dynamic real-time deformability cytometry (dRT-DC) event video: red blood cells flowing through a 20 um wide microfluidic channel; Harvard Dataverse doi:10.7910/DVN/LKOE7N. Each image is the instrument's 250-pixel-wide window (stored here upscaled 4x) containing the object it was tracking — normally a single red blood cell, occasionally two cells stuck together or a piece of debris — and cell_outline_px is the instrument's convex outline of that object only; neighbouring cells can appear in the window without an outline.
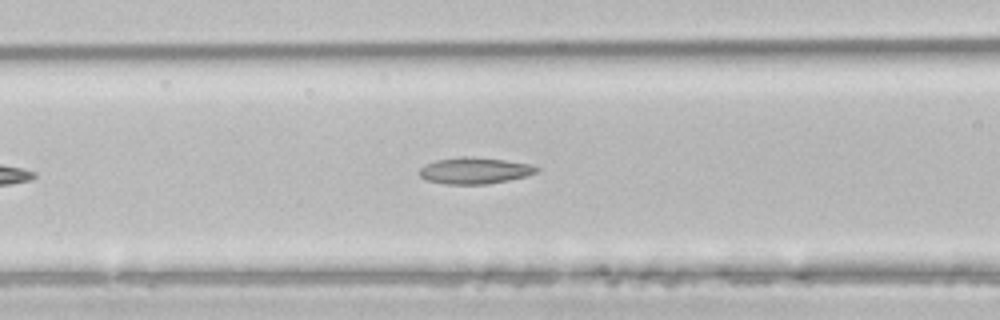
{"species": "common noctule bat (a hibernating species)", "species_latin": "Nyctalus noctula", "temperature_condition": "room temperature", "stored_images_in_passage": 4, "camera_frame_rate_fps": 3000, "um_per_image_px": 0.085, "animal": {"sex": "male", "body_mass_g": 21.5, "forearm_length_mm": 52.0}, "frame": {"image": 1, "passage_image": 4, "time_ms": 1.0, "image_size_px": [1000, 320], "cell_outline_px": [[540, 172], [508, 180], [488, 184], [444, 184], [424, 180], [420, 176], [420, 168], [424, 164], [436, 160], [464, 156], [472, 156], [504, 160], [532, 164], [540, 168]], "centroid_in_image_um": [40.34, 14.5], "position_along_channel_um": 126.3, "area_um2": 18.21}}